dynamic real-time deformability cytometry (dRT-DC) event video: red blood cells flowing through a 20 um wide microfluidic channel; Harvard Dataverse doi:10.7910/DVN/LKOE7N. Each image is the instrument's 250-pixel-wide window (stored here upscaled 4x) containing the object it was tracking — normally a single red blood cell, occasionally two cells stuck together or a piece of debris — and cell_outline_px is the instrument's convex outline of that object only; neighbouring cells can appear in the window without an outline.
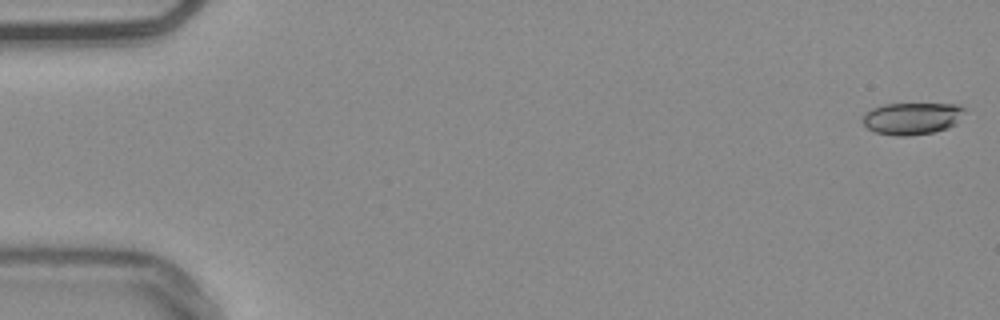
{"species": "common noctule bat (a hibernating species)", "species_latin": "Nyctalus noctula", "temperature_condition": "warm", "stored_images_in_passage": 54, "camera_frame_rate_fps": 3000, "um_per_image_px": 0.085, "animal": {"sex": "male", "body_mass_g": 20.4}, "frame": {"image": 1, "passage_image": 1, "time_ms": 0.0, "image_size_px": [1000, 320], "cell_outline_px": [[964, 108], [956, 124], [948, 128], [932, 132], [908, 136], [892, 136], [876, 132], [868, 128], [860, 120], [872, 108], [884, 104], [960, 104]], "centroid_in_image_um": [77.5, 10.07], "position_along_channel_um": 7.5, "area_um2": 18.9}}
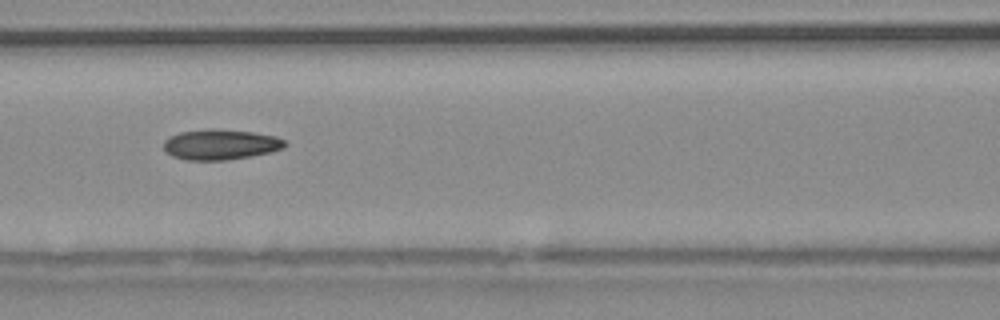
{"frame": {"image": 2, "passage_image": 24, "time_ms": 7.667, "image_size_px": [1000, 320], "cell_outline_px": [[288, 144], [284, 148], [272, 152], [252, 156], [228, 160], [184, 160], [172, 156], [164, 148], [164, 140], [168, 136], [180, 132], [212, 128], [252, 132], [276, 136], [284, 140]], "centroid_in_image_um": [18.76, 12.28], "position_along_channel_um": 147.8, "area_um2": 21.68}}
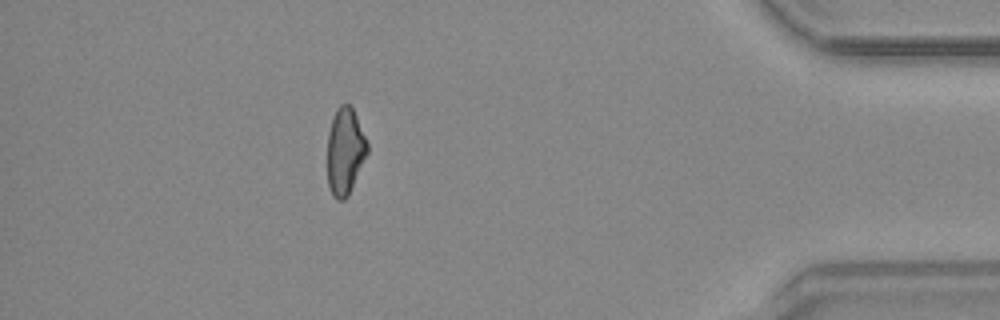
{"frame": {"image": 3, "passage_image": 48, "time_ms": 15.667, "image_size_px": [1000, 320], "cell_outline_px": [[368, 152], [348, 196], [344, 200], [336, 200], [332, 196], [328, 184], [328, 132], [336, 108], [340, 104], [352, 104], [368, 144]], "centroid_in_image_um": [29.33, 12.84], "position_along_channel_um": 405.9, "area_um2": 20.29}, "authors_computed_cell_mechanics": {"area_um2": 20.808, "velocity_mm_per_s": 3.8075, "shape_relaxation_time_tau1_ms": 9.1687, "shape_relaxation_time_tau2_ms": 3.3716, "deformation_change_tau1": 0.1842, "deformation_change_tau2": 0.0954}}